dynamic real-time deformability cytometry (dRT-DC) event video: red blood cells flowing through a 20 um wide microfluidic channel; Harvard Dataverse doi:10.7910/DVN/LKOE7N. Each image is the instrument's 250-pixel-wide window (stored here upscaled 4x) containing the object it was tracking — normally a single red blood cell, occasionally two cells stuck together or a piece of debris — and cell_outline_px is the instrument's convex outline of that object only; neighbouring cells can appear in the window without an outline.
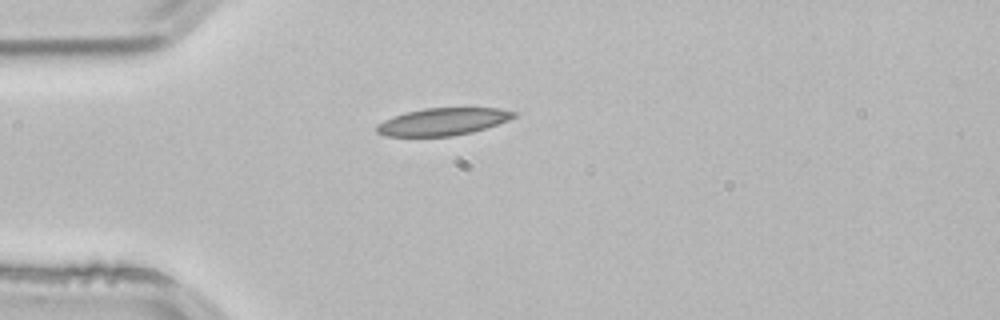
{"species": "common noctule bat (a hibernating species)", "species_latin": "Nyctalus noctula", "temperature_condition": "room temperature", "stored_images_in_passage": 1, "camera_frame_rate_fps": 3000, "um_per_image_px": 0.085, "animal": {"sex": "male", "body_mass_g": 21.5, "forearm_length_mm": 52.0}, "frame": {"image": 1, "passage_image": 1, "time_ms": 0.0, "image_size_px": [1000, 320], "cell_outline_px": [[520, 112], [516, 116], [508, 120], [472, 132], [452, 136], [388, 136], [376, 132], [376, 124], [392, 116], [404, 112], [424, 108], [500, 108]], "centroid_in_image_um": [37.63, 10.33], "position_along_channel_um": 47.4, "area_um2": 21.91}}